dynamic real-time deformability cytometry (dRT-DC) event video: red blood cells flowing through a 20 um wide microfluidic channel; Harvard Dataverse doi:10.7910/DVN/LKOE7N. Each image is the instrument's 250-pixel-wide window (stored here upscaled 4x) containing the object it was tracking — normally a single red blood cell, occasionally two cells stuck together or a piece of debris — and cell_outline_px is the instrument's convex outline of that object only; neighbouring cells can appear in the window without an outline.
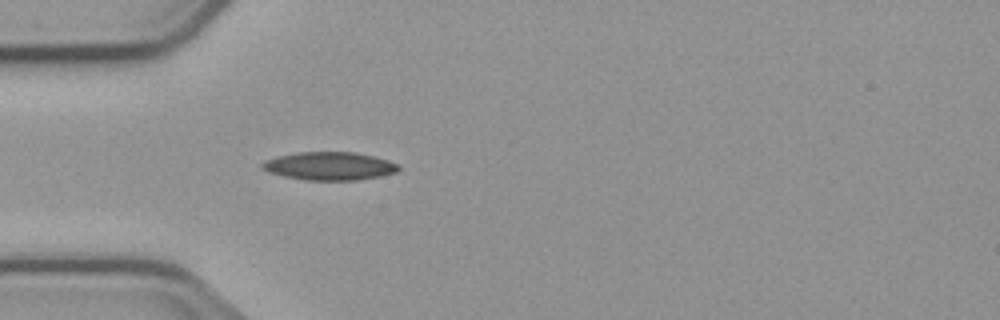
{"species": "common noctule bat (a hibernating species)", "species_latin": "Nyctalus noctula", "temperature_condition": "cold", "stored_images_in_passage": 4, "camera_frame_rate_fps": 3000, "um_per_image_px": 0.085, "animal": {"sex": "male", "body_mass_g": 23.1, "forearm_length_mm": 52.7}, "frame": {"image": 1, "passage_image": 4, "time_ms": 3.667, "image_size_px": [1000, 320], "cell_outline_px": [[400, 168], [396, 172], [380, 176], [356, 180], [304, 180], [284, 176], [268, 172], [260, 168], [260, 164], [264, 160], [296, 152], [352, 152], [372, 156], [388, 160], [400, 164]], "centroid_in_image_um": [27.98, 14.11], "position_along_channel_um": 57.0, "area_um2": 22.37}}